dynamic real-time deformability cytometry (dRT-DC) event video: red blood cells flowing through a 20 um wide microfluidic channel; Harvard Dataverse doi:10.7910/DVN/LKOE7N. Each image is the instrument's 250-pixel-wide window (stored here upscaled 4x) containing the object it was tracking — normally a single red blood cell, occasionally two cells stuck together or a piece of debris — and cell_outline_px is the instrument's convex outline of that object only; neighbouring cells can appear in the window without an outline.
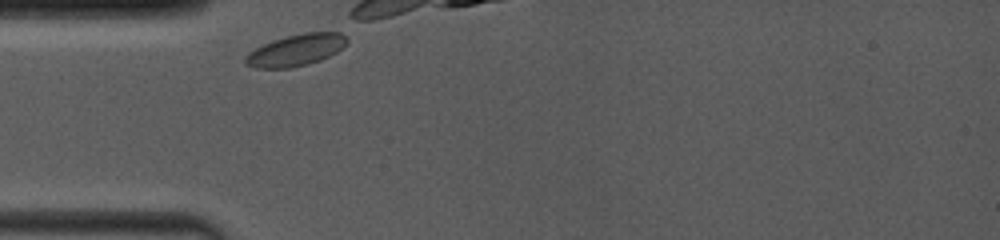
{"species": "common noctule bat (a hibernating species)", "species_latin": "Nyctalus noctula", "temperature_condition": "room temperature", "stored_images_in_passage": 9, "camera_frame_rate_fps": 4000, "um_per_image_px": 0.085, "animal": {"sex": "female", "body_mass_g": 19.0, "forearm_length_mm": 53.3}, "frame": {"image": 1, "passage_image": 1, "time_ms": 0.0, "image_size_px": [1000, 240], "cell_outline_px": [[348, 40], [336, 52], [320, 60], [308, 64], [288, 68], [256, 68], [248, 64], [244, 60], [244, 56], [248, 52], [272, 40], [304, 32], [340, 32]], "centroid_in_image_um": [25.13, 4.26], "position_along_channel_um": 59.9, "area_um2": 18.44}}